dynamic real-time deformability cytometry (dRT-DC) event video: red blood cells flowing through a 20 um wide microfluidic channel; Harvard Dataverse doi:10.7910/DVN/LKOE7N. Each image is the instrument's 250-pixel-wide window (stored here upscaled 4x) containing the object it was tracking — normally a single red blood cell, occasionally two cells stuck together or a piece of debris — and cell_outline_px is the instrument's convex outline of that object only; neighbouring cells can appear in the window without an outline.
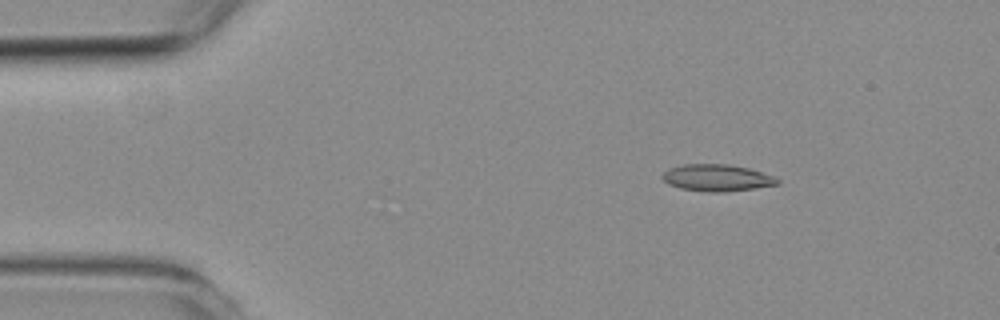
{"species": "common noctule bat (a hibernating species)", "species_latin": "Nyctalus noctula", "temperature_condition": "room temperature", "stored_images_in_passage": 4, "camera_frame_rate_fps": 3000, "um_per_image_px": 0.085, "animal": {"sex": "female", "body_mass_g": 19.3, "forearm_length_mm": 54.1}, "frame": {"image": 1, "passage_image": 2, "time_ms": 1.0, "image_size_px": [1000, 320], "cell_outline_px": [[780, 184], [724, 192], [712, 192], [680, 188], [668, 184], [660, 176], [668, 168], [684, 164], [728, 164], [748, 168], [772, 176], [780, 180]], "centroid_in_image_um": [60.9, 15.11], "position_along_channel_um": 24.1, "area_um2": 17.8}}